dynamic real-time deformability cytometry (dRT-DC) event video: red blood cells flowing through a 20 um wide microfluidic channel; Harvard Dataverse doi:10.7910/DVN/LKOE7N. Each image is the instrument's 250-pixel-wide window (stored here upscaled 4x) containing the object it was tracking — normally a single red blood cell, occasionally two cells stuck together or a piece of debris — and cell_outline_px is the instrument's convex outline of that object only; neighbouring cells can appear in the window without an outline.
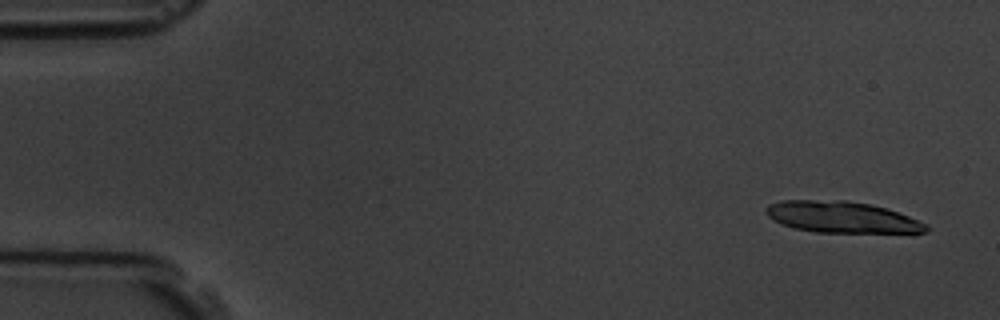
{"species": "common noctule bat (a hibernating species)", "species_latin": "Nyctalus noctula", "temperature_condition": "room temperature", "stored_images_in_passage": 5, "camera_frame_rate_fps": 3000, "um_per_image_px": 0.085, "animal": {"sex": "male", "body_mass_g": 19.5, "forearm_length_mm": 54.6}, "frame": {"image": 1, "passage_image": 1, "time_ms": 0.0, "image_size_px": [1000, 320], "cell_outline_px": [[928, 232], [912, 236], [816, 232], [792, 228], [768, 216], [764, 212], [764, 208], [768, 204], [780, 200], [844, 200], [872, 204], [908, 216], [928, 224]], "centroid_in_image_um": [71.71, 18.52], "position_along_channel_um": 13.3, "area_um2": 30.69}}